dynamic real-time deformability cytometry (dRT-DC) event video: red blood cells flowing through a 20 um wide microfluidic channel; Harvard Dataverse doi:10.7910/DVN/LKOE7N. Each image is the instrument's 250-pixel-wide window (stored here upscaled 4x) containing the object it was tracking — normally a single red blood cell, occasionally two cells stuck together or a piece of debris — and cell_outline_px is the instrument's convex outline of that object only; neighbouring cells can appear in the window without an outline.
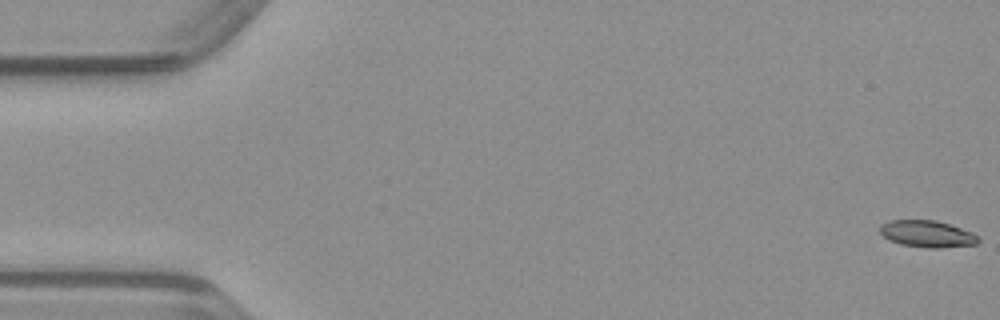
{"species": "common noctule bat (a hibernating species)", "species_latin": "Nyctalus noctula", "temperature_condition": "warm", "stored_images_in_passage": 50, "camera_frame_rate_fps": 3000, "um_per_image_px": 0.085, "animal": {"sex": "male", "body_mass_g": 23.1, "forearm_length_mm": 52.7}, "frame": {"image": 1, "passage_image": 1, "time_ms": 0.0, "image_size_px": [1000, 320], "cell_outline_px": [[980, 240], [976, 244], [940, 248], [928, 248], [900, 244], [888, 240], [880, 232], [880, 224], [888, 220], [936, 220], [972, 232]], "centroid_in_image_um": [78.77, 19.88], "position_along_channel_um": 6.2, "area_um2": 15.32}}
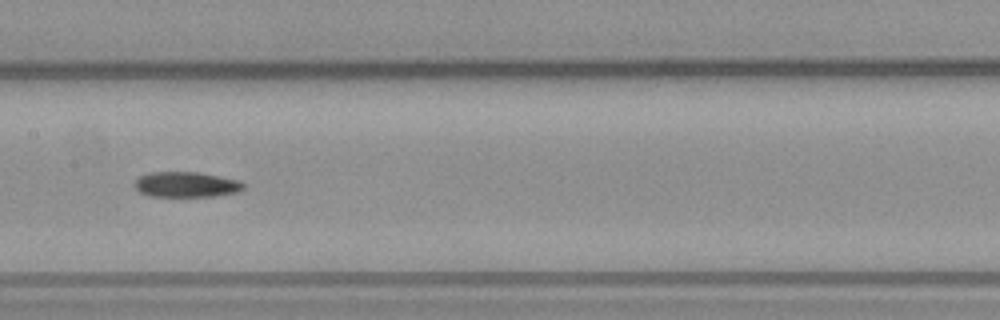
{"frame": {"image": 2, "passage_image": 25, "time_ms": 8.0, "image_size_px": [1000, 320], "cell_outline_px": [[244, 188], [236, 192], [216, 196], [148, 196], [140, 192], [132, 184], [140, 176], [148, 172], [200, 172], [240, 180], [244, 184]], "centroid_in_image_um": [15.82, 15.67], "position_along_channel_um": 191.6, "area_um2": 16.18}}
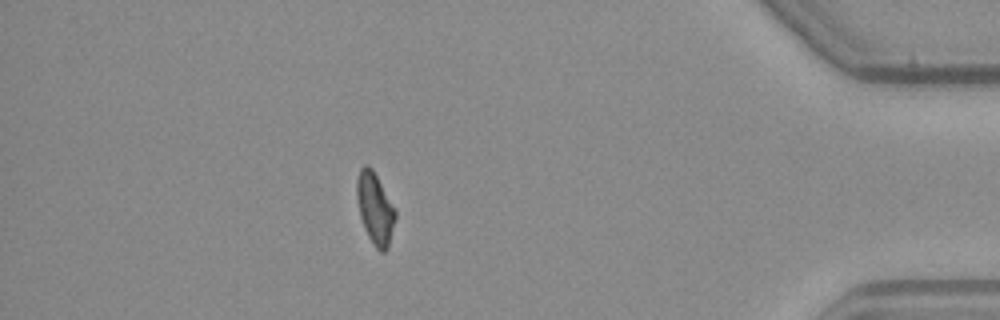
{"frame": {"image": 3, "passage_image": 44, "time_ms": 14.333, "image_size_px": [1000, 320], "cell_outline_px": [[396, 216], [388, 248], [384, 252], [380, 252], [376, 248], [368, 236], [364, 228], [360, 216], [356, 196], [356, 180], [360, 168], [364, 164], [368, 164], [372, 168], [396, 212]], "centroid_in_image_um": [31.85, 17.71], "position_along_channel_um": 403.3, "area_um2": 15.9}}